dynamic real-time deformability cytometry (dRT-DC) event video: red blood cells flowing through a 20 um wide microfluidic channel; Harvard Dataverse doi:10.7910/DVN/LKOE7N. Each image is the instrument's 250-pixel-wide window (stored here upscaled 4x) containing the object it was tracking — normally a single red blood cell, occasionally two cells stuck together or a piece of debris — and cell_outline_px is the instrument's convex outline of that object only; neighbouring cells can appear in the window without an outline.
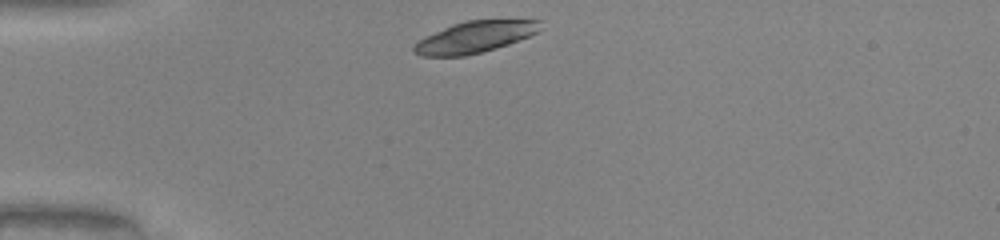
{"species": "common noctule bat (a hibernating species)", "species_latin": "Nyctalus noctula", "temperature_condition": "warm", "stored_images_in_passage": 31, "camera_frame_rate_fps": 3000, "um_per_image_px": 0.085, "animal": {"sex": "male", "body_mass_g": 20.0, "forearm_length_mm": 53.3}, "frame": {"image": 1, "passage_image": 1, "time_ms": 0.0, "image_size_px": [1000, 240], "cell_outline_px": [[540, 20], [536, 32], [528, 36], [508, 44], [480, 52], [464, 56], [420, 56], [412, 48], [412, 44], [424, 36], [452, 24], [464, 20]], "centroid_in_image_um": [40.25, 3.15], "position_along_channel_um": 44.7, "area_um2": 22.83}}
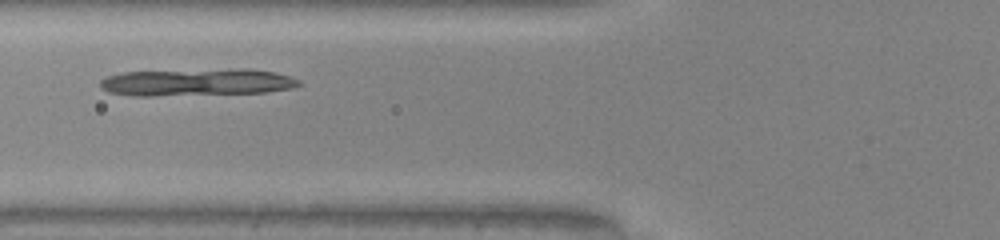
{"frame": {"image": 2, "passage_image": 8, "time_ms": 2.333, "image_size_px": [1000, 240], "cell_outline_px": [[300, 84], [292, 88], [264, 92], [152, 96], [132, 96], [108, 92], [100, 88], [100, 80], [108, 76], [124, 72], [232, 68], [244, 68], [276, 72], [300, 80]], "centroid_in_image_um": [16.7, 6.98], "position_along_channel_um": 109.1, "area_um2": 31.67}}
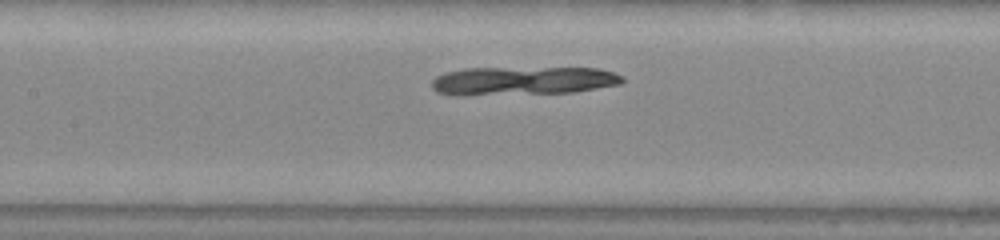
{"frame": {"image": 3, "passage_image": 12, "time_ms": 3.667, "image_size_px": [1000, 240], "cell_outline_px": [[624, 80], [620, 84], [572, 92], [468, 96], [452, 96], [436, 92], [432, 88], [432, 80], [436, 76], [444, 72], [464, 68], [600, 68], [624, 76]], "centroid_in_image_um": [44.36, 6.88], "position_along_channel_um": 163.0, "area_um2": 32.14}}